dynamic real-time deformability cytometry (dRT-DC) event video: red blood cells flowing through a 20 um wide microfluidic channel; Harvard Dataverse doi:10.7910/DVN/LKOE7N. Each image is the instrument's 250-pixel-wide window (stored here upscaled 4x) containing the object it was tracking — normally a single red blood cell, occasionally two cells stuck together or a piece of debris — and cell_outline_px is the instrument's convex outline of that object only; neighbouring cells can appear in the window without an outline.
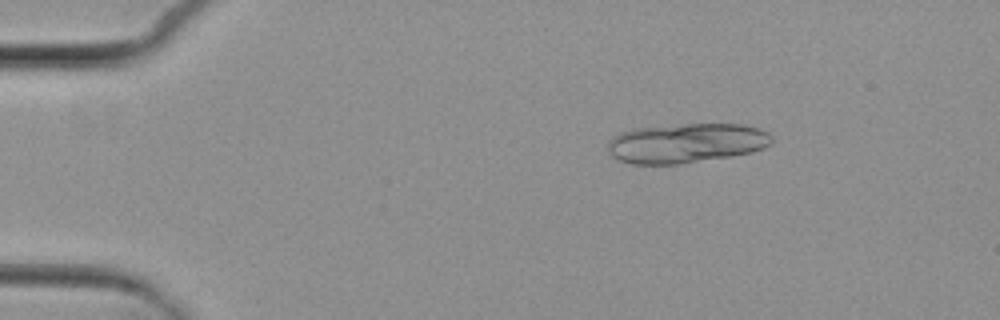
{"species": "common noctule bat (a hibernating species)", "species_latin": "Nyctalus noctula", "temperature_condition": "cold", "stored_images_in_passage": 4, "camera_frame_rate_fps": 3000, "um_per_image_px": 0.085, "animal": {"sex": "female", "body_mass_g": 29.2, "forearm_length_mm": 56.3}, "frame": {"image": 1, "passage_image": 1, "time_ms": 0.0, "image_size_px": [1000, 320], "cell_outline_px": [[772, 144], [764, 148], [752, 152], [680, 164], [632, 164], [620, 160], [612, 156], [608, 152], [608, 140], [612, 136], [620, 132], [636, 128], [688, 124], [744, 124], [760, 128], [768, 132], [772, 136]], "centroid_in_image_um": [58.34, 12.16], "position_along_channel_um": 26.7, "area_um2": 37.92}}